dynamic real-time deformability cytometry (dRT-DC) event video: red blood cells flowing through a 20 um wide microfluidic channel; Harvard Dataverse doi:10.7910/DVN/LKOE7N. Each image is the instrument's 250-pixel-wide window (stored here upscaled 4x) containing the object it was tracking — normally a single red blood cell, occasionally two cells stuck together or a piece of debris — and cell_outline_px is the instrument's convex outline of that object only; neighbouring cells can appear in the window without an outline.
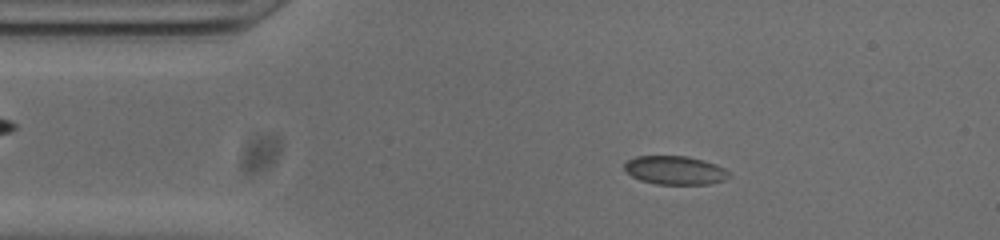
{"species": "common noctule bat (a hibernating species)", "species_latin": "Nyctalus noctula", "temperature_condition": "cold", "stored_images_in_passage": 48, "camera_frame_rate_fps": 3000, "um_per_image_px": 0.085, "animal": {"sex": "male", "body_mass_g": 20.0, "forearm_length_mm": 53.3}, "frame": {"image": 1, "passage_image": 4, "time_ms": 1.0, "image_size_px": [1000, 240], "cell_outline_px": [[732, 176], [724, 180], [708, 184], [656, 184], [640, 180], [632, 176], [624, 168], [624, 164], [628, 160], [636, 156], [688, 156], [704, 160], [716, 164], [724, 168]], "centroid_in_image_um": [57.4, 14.47], "position_along_channel_um": 27.6, "area_um2": 17.46}}
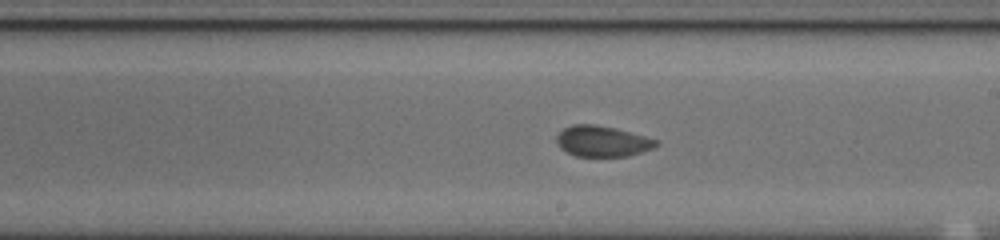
{"frame": {"image": 2, "passage_image": 24, "time_ms": 7.667, "image_size_px": [1000, 240], "cell_outline_px": [[660, 144], [656, 148], [628, 156], [576, 156], [560, 148], [556, 140], [556, 136], [564, 128], [572, 124], [596, 124], [660, 140]], "centroid_in_image_um": [51.23, 12.01], "position_along_channel_um": 237.8, "area_um2": 17.86}}
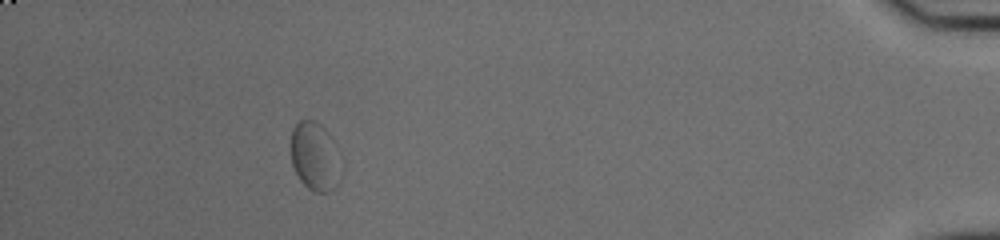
{"frame": {"image": 3, "passage_image": 43, "time_ms": 14.0, "image_size_px": [1000, 240], "cell_outline_px": [[344, 172], [336, 188], [328, 192], [312, 192], [300, 180], [292, 164], [292, 128], [300, 120], [316, 120], [332, 136], [340, 152], [344, 168]], "centroid_in_image_um": [26.87, 13.33], "position_along_channel_um": 408.3, "area_um2": 20.87}, "authors_computed_cell_mechanics": {"area_um2": 18.0914, "velocity_mm_per_s": 3.7806, "shape_relaxation_time_tau1_ms": 2.9094, "shape_relaxation_time_tau2_ms": null, "deformation_change_tau1": 0.0512, "deformation_change_tau2": null}}